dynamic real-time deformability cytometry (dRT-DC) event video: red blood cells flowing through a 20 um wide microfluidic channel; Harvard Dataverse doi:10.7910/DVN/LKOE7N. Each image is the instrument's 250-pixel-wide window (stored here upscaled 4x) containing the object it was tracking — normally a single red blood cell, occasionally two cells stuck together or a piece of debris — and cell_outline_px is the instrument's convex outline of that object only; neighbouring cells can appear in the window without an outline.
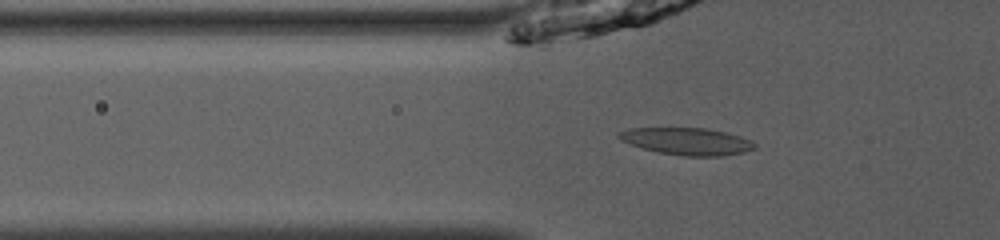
{"species": "common noctule bat (a hibernating species)", "species_latin": "Nyctalus noctula", "temperature_condition": "room temperature", "stored_images_in_passage": 53, "camera_frame_rate_fps": 3000, "um_per_image_px": 0.085, "animal": {"sex": "male", "body_mass_g": 13.0, "forearm_length_mm": 53.1}, "frame": {"image": 1, "passage_image": 20, "time_ms": 6.333, "image_size_px": [1000, 240], "cell_outline_px": [[756, 148], [744, 152], [724, 156], [684, 156], [660, 152], [644, 148], [620, 140], [616, 136], [616, 132], [628, 128], [704, 128], [724, 132], [740, 136], [752, 140], [756, 144]], "centroid_in_image_um": [58.4, 12.01], "position_along_channel_um": 67.4, "area_um2": 21.44}}
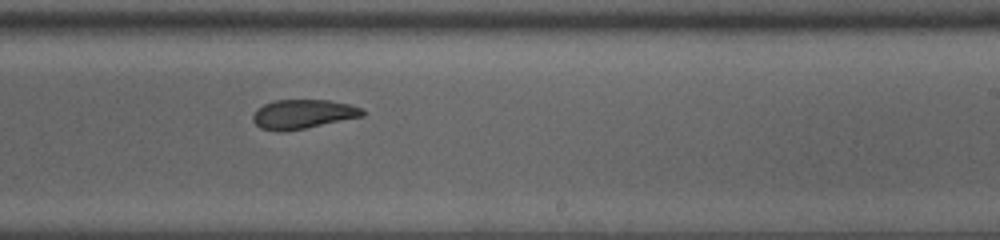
{"frame": {"image": 2, "passage_image": 35, "time_ms": 11.333, "image_size_px": [1000, 240], "cell_outline_px": [[364, 116], [304, 128], [280, 132], [276, 132], [260, 128], [252, 120], [252, 116], [256, 108], [272, 100], [328, 100], [352, 104], [364, 108]], "centroid_in_image_um": [25.73, 9.69], "position_along_channel_um": 263.3, "area_um2": 18.84}}
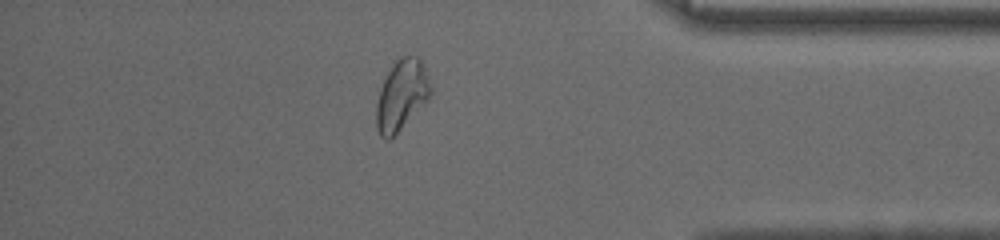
{"frame": {"image": 3, "passage_image": 47, "time_ms": 15.333, "image_size_px": [1000, 240], "cell_outline_px": [[432, 92], [428, 100], [388, 140], [384, 140], [380, 136], [376, 128], [376, 104], [380, 88], [392, 60], [400, 56], [420, 56], [432, 84]], "centroid_in_image_um": [34.13, 8.01], "position_along_channel_um": 401.1, "area_um2": 22.6}, "authors_computed_cell_mechanics": {"area_um2": 20.8658, "velocity_mm_per_s": 3.9452, "shape_relaxation_time_tau1_ms": 9.5323, "shape_relaxation_time_tau2_ms": 3.1217, "deformation_change_tau1": 0.1781, "deformation_change_tau2": 0.0647}}